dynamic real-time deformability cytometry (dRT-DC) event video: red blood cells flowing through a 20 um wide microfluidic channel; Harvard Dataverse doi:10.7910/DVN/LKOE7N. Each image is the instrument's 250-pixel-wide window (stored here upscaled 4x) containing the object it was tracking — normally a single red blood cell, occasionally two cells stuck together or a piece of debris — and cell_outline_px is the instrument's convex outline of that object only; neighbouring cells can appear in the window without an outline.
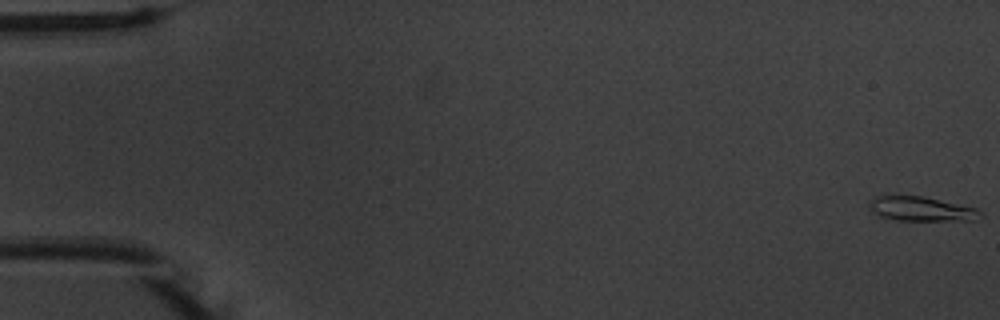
{"species": "common noctule bat (a hibernating species)", "species_latin": "Nyctalus noctula", "temperature_condition": "warm", "stored_images_in_passage": 18, "camera_frame_rate_fps": 3000, "um_per_image_px": 0.085, "animal": {"sex": "male", "body_mass_g": 20.1, "forearm_length_mm": 53.5}, "frame": {"image": 1, "passage_image": 1, "time_ms": 0.0, "image_size_px": [1000, 320], "cell_outline_px": [[984, 216], [972, 220], [896, 220], [880, 216], [872, 212], [868, 208], [868, 200], [876, 196], [920, 196], [976, 208], [984, 212]], "centroid_in_image_um": [78.28, 17.76], "position_along_channel_um": 6.7, "area_um2": 15.72}}
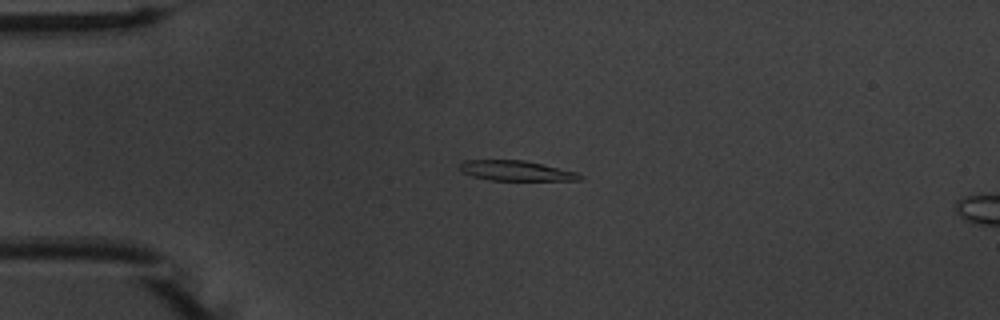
{"frame": {"image": 2, "passage_image": 14, "time_ms": 4.333, "image_size_px": [1000, 320], "cell_outline_px": [[584, 176], [580, 180], [488, 180], [472, 176], [460, 172], [460, 164], [464, 160], [524, 160], [576, 172]], "centroid_in_image_um": [43.82, 14.51], "position_along_channel_um": 41.2, "area_um2": 13.99}}